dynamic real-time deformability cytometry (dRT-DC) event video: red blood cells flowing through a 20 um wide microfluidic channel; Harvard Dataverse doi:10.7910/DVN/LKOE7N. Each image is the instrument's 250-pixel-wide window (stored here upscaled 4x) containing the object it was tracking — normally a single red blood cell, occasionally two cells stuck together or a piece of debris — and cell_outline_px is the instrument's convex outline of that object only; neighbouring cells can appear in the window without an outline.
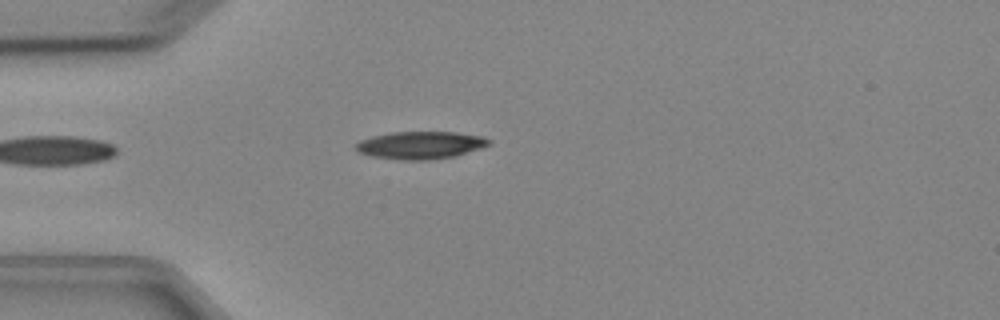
{"species": "Egyptian fruit bat (a non-hibernating species)", "species_latin": "Rousettus aegyptiacus", "temperature_condition": "cold", "stored_images_in_passage": 5, "camera_frame_rate_fps": 3000, "um_per_image_px": 0.085, "animal": {"sex": "female"}, "frame": {"image": 1, "passage_image": 4, "time_ms": 3.667, "image_size_px": [1000, 320], "cell_outline_px": [[492, 144], [456, 156], [428, 160], [400, 160], [372, 156], [356, 152], [356, 144], [360, 140], [372, 136], [392, 132], [456, 132], [484, 136], [492, 140]], "centroid_in_image_um": [35.77, 12.34], "position_along_channel_um": 49.2, "area_um2": 21.56}}